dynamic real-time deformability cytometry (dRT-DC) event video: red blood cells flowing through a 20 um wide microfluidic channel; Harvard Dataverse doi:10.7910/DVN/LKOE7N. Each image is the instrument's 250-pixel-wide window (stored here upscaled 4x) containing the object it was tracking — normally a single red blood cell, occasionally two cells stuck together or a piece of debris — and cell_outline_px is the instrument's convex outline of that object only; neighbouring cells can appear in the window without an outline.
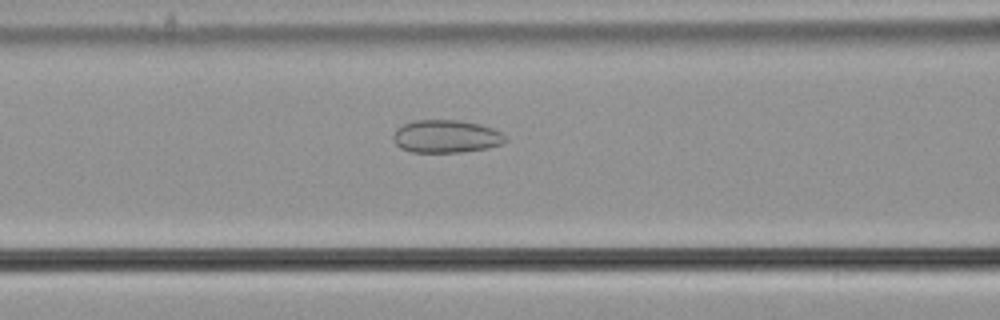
{"species": "common noctule bat (a hibernating species)", "species_latin": "Nyctalus noctula", "temperature_condition": "cold", "stored_images_in_passage": 40, "camera_frame_rate_fps": 3000, "um_per_image_px": 0.085, "animal": {"sex": "male", "body_mass_g": 21.5, "forearm_length_mm": 52.0}, "frame": {"image": 1, "passage_image": 8, "time_ms": 2.333, "image_size_px": [1000, 320], "cell_outline_px": [[508, 140], [500, 144], [488, 148], [460, 152], [412, 152], [400, 148], [392, 140], [392, 136], [396, 128], [412, 120], [460, 120], [480, 124], [492, 128], [500, 132]], "centroid_in_image_um": [37.88, 11.59], "position_along_channel_um": 128.7, "area_um2": 21.56}}
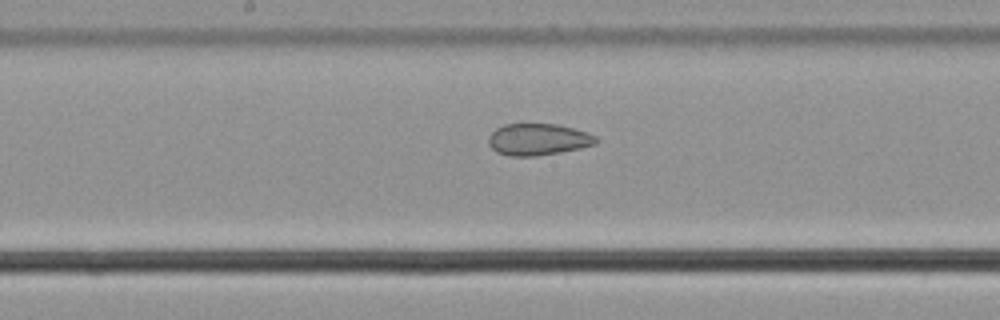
{"frame": {"image": 2, "passage_image": 14, "time_ms": 4.333, "image_size_px": [1000, 320], "cell_outline_px": [[600, 140], [596, 144], [580, 148], [560, 152], [536, 156], [508, 156], [496, 152], [488, 144], [488, 136], [496, 128], [504, 124], [556, 124], [588, 132], [596, 136]], "centroid_in_image_um": [45.74, 11.85], "position_along_channel_um": 202.5, "area_um2": 20.0}}
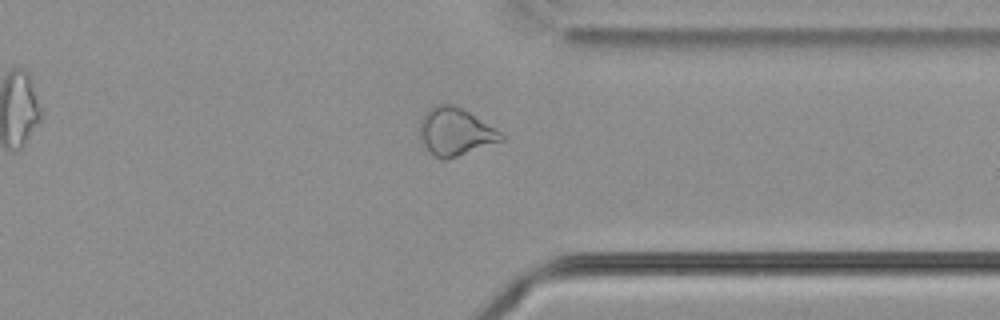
{"frame": {"image": 3, "passage_image": 28, "time_ms": 9.0, "image_size_px": [1000, 320], "cell_outline_px": [[508, 136], [504, 140], [448, 160], [444, 160], [428, 152], [420, 136], [420, 120], [428, 108], [436, 104], [452, 104], [464, 108]], "centroid_in_image_um": [38.73, 11.19], "position_along_channel_um": 372.7, "area_um2": 22.95}, "authors_computed_cell_mechanics": {"area_um2": 21.8195, "velocity_mm_per_s": 3.6995, "shape_relaxation_time_tau1_ms": null, "shape_relaxation_time_tau2_ms": 3.0029, "deformation_change_tau1": null, "deformation_change_tau2": 0.0966}}